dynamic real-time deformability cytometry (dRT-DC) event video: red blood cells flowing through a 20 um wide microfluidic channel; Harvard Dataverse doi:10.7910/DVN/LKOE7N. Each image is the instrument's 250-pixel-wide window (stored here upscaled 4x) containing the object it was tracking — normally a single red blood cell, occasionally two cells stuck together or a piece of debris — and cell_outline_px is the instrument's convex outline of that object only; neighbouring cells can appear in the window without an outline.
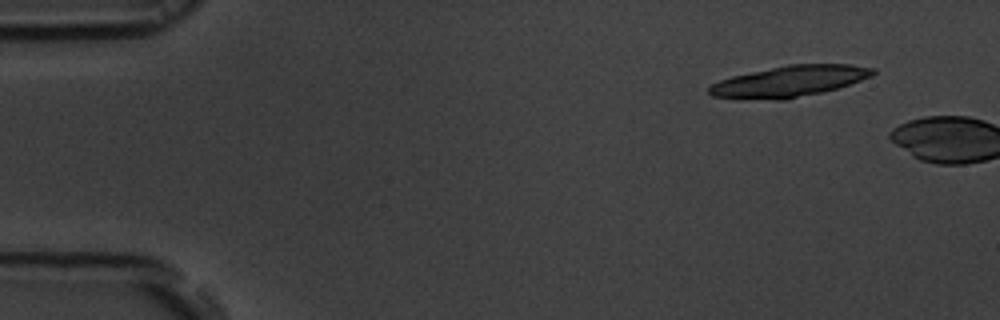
{"species": "common noctule bat (a hibernating species)", "species_latin": "Nyctalus noctula", "temperature_condition": "room temperature", "stored_images_in_passage": 4, "camera_frame_rate_fps": 3000, "um_per_image_px": 0.085, "animal": {"sex": "male", "body_mass_g": 19.5, "forearm_length_mm": 54.6}, "frame": {"image": 1, "passage_image": 2, "time_ms": 0.333, "image_size_px": [1000, 320], "cell_outline_px": [[876, 72], [872, 76], [836, 88], [788, 100], [776, 100], [712, 96], [708, 92], [708, 88], [712, 84], [720, 80], [732, 76], [788, 64], [848, 64], [876, 68]], "centroid_in_image_um": [67.12, 6.9], "position_along_channel_um": 17.9, "area_um2": 29.36}}